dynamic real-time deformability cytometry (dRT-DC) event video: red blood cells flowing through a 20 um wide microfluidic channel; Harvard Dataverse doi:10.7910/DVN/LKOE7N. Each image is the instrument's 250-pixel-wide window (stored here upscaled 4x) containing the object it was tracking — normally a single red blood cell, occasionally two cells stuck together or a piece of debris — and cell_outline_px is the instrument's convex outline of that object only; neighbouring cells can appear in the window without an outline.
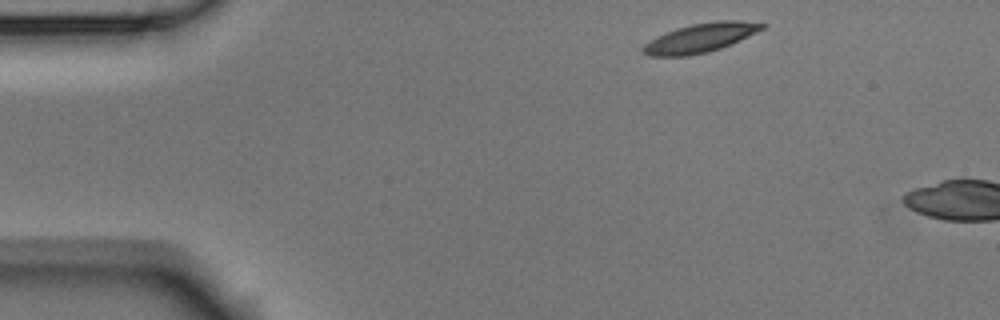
{"species": "Egyptian fruit bat (a non-hibernating species)", "species_latin": "Rousettus aegyptiacus", "temperature_condition": "room temperature", "stored_images_in_passage": 2, "camera_frame_rate_fps": 3000, "um_per_image_px": 0.085, "animal": {"sex": "male"}, "frame": {"image": 1, "passage_image": 1, "time_ms": 0.0, "image_size_px": [1000, 320], "cell_outline_px": [[768, 24], [764, 28], [756, 32], [720, 48], [708, 52], [688, 56], [648, 56], [640, 52], [640, 48], [644, 44], [656, 36], [676, 28], [692, 24], [716, 20], [740, 20]], "centroid_in_image_um": [59.47, 3.22], "position_along_channel_um": 25.5, "area_um2": 20.17}}